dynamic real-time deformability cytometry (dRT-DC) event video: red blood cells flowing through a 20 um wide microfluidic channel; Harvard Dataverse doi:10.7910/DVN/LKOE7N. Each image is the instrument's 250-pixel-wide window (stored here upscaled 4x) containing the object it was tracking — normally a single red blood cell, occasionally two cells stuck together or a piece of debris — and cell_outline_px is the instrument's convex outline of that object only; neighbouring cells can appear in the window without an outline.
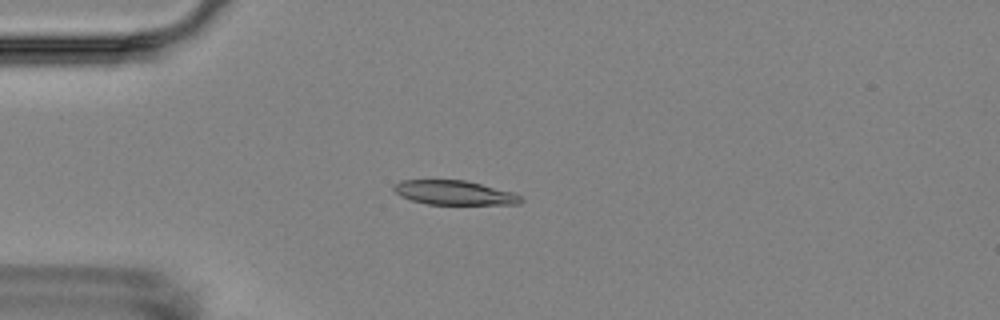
{"species": "Egyptian fruit bat (a non-hibernating species)", "species_latin": "Rousettus aegyptiacus", "temperature_condition": "room temperature", "stored_images_in_passage": 7, "camera_frame_rate_fps": 3000, "um_per_image_px": 0.085, "animal": {"sex": "female"}, "frame": {"image": 1, "passage_image": 5, "time_ms": 4.333, "image_size_px": [1000, 320], "cell_outline_px": [[524, 200], [520, 204], [428, 204], [412, 200], [400, 196], [392, 188], [392, 184], [400, 180], [464, 180], [512, 192], [520, 196]], "centroid_in_image_um": [38.57, 16.38], "position_along_channel_um": 46.4, "area_um2": 17.86}}